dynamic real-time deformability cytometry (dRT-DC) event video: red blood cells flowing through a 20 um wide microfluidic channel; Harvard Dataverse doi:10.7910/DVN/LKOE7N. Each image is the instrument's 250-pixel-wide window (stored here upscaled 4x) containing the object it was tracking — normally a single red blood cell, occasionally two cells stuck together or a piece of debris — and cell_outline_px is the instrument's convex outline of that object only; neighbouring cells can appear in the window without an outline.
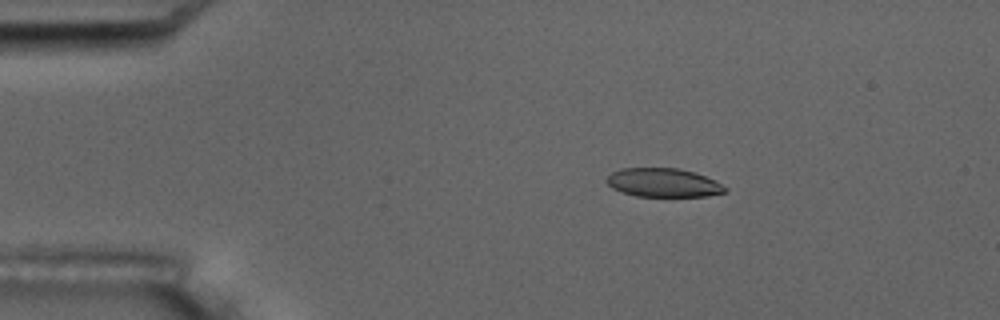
{"species": "common noctule bat (a hibernating species)", "species_latin": "Nyctalus noctula", "temperature_condition": "room temperature", "stored_images_in_passage": 5, "camera_frame_rate_fps": 3000, "um_per_image_px": 0.085, "animal": {"sex": "male", "body_mass_g": 17.5, "forearm_length_mm": 52.3}, "frame": {"image": 1, "passage_image": 3, "time_ms": 3.0, "image_size_px": [1000, 320], "cell_outline_px": [[728, 188], [724, 192], [708, 196], [636, 196], [612, 188], [604, 180], [612, 172], [620, 168], [680, 168], [704, 176]], "centroid_in_image_um": [56.33, 15.52], "position_along_channel_um": 28.7, "area_um2": 19.59}}